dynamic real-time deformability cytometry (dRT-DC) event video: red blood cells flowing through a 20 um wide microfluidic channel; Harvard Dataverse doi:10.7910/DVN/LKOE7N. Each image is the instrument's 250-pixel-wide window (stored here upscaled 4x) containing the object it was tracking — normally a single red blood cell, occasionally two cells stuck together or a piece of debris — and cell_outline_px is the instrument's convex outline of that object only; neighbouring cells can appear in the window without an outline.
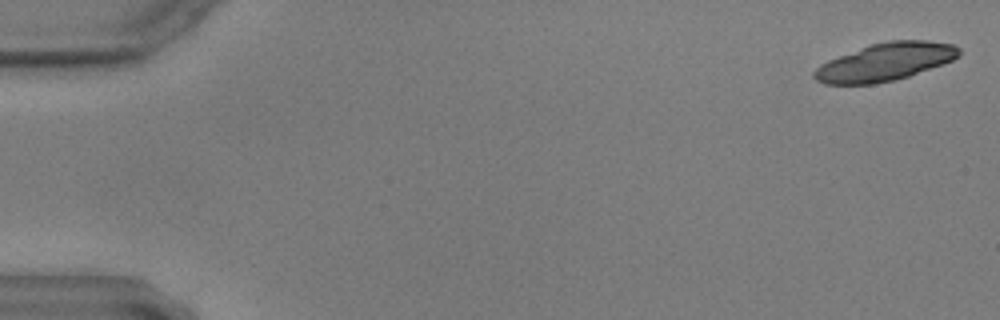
{"species": "common noctule bat (a hibernating species)", "species_latin": "Nyctalus noctula", "temperature_condition": "warm", "stored_images_in_passage": 21, "camera_frame_rate_fps": 3000, "um_per_image_px": 0.085, "animal": {"sex": "male", "body_mass_g": 17.9, "forearm_length_mm": 54.2}, "frame": {"image": 1, "passage_image": 2, "time_ms": 0.333, "image_size_px": [1000, 320], "cell_outline_px": [[960, 56], [944, 64], [896, 80], [872, 84], [824, 84], [816, 80], [812, 76], [812, 72], [820, 64], [828, 60], [868, 44], [888, 40], [928, 40], [952, 44], [960, 48]], "centroid_in_image_um": [75.23, 5.26], "position_along_channel_um": 9.8, "area_um2": 32.14}}